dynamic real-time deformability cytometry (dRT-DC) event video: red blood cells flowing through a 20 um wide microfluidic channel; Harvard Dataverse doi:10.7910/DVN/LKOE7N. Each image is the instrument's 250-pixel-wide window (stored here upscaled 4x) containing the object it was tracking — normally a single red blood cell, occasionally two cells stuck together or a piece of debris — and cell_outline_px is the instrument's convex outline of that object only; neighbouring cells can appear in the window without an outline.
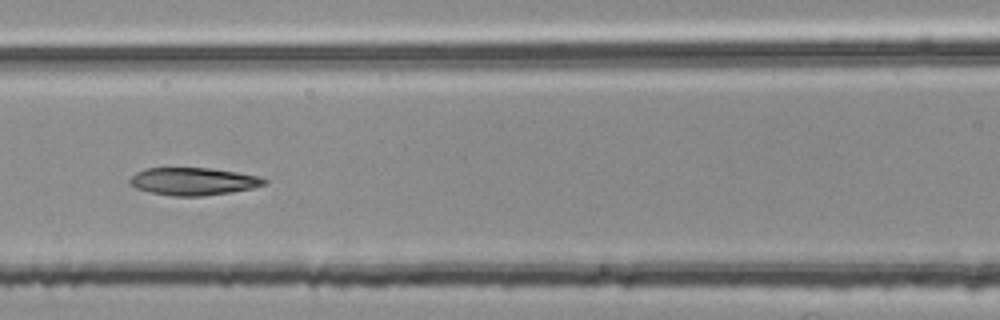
{"species": "common noctule bat (a hibernating species)", "species_latin": "Nyctalus noctula", "temperature_condition": "room temperature", "stored_images_in_passage": 52, "segment_of_instrument_passage": [2, 2], "camera_frame_rate_fps": 3000, "um_per_image_px": 0.085, "animal": {"sex": "female", "body_mass_g": 25.1}, "frame": {"image": 1, "passage_image": 24, "time_ms": 7.667, "image_size_px": [1000, 320], "cell_outline_px": [[268, 184], [252, 188], [232, 192], [204, 196], [172, 196], [152, 192], [136, 188], [128, 180], [136, 172], [144, 168], [208, 168], [236, 172], [260, 176], [268, 180]], "centroid_in_image_um": [16.47, 15.42], "position_along_channel_um": 150.1, "area_um2": 21.62}}
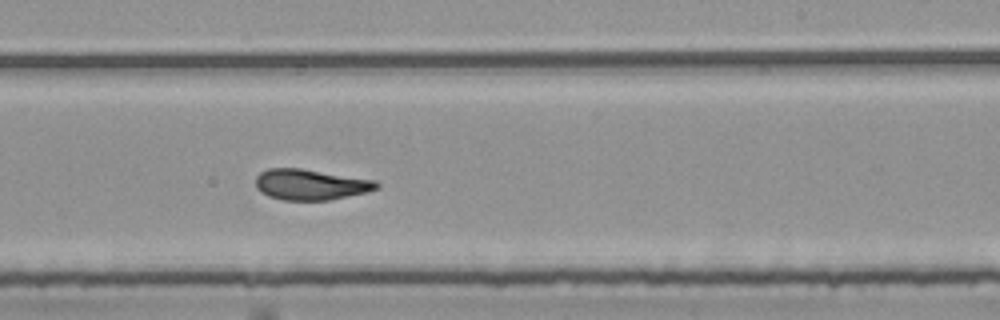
{"frame": {"image": 2, "passage_image": 33, "time_ms": 10.667, "image_size_px": [1000, 320], "cell_outline_px": [[380, 188], [364, 192], [328, 200], [284, 200], [268, 196], [260, 192], [256, 188], [256, 176], [260, 172], [268, 168], [300, 168], [376, 180], [380, 184]], "centroid_in_image_um": [26.37, 15.68], "position_along_channel_um": 262.6, "area_um2": 21.62}}
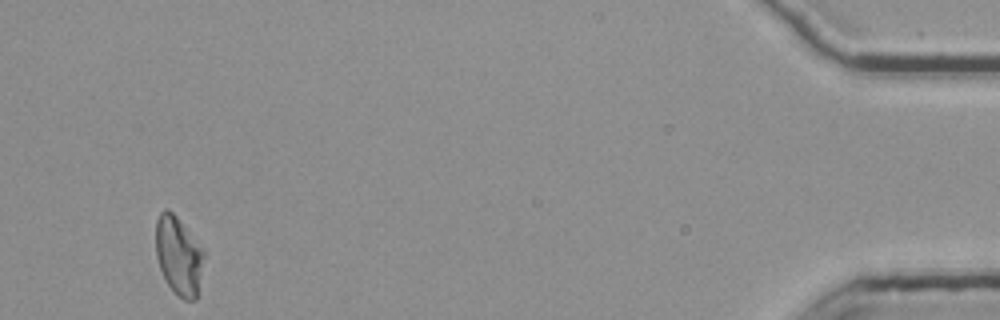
{"frame": {"image": 3, "passage_image": 52, "time_ms": 17.0, "image_size_px": [1000, 320], "cell_outline_px": [[204, 256], [196, 300], [184, 300], [172, 292], [164, 280], [156, 256], [156, 220], [160, 212], [164, 208], [168, 208], [176, 216], [204, 252]], "centroid_in_image_um": [15.15, 21.76], "position_along_channel_um": 420.1, "area_um2": 21.85}}